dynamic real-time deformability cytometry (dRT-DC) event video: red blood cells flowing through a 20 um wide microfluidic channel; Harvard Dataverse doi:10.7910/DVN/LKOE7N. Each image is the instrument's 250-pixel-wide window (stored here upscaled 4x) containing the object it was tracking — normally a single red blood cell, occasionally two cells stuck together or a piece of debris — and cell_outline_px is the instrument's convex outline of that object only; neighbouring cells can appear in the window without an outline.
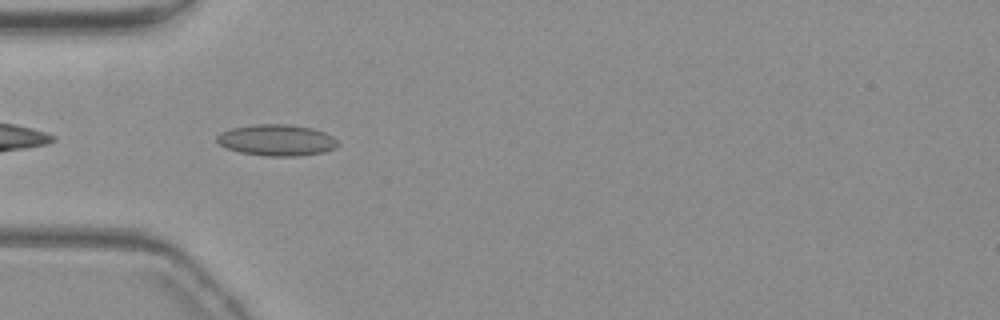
{"species": "common noctule bat (a hibernating species)", "species_latin": "Nyctalus noctula", "temperature_condition": "warm", "stored_images_in_passage": 15, "camera_frame_rate_fps": 3000, "um_per_image_px": 0.085, "animal": {"sex": "female", "body_mass_g": 19.3, "forearm_length_mm": 54.1}, "frame": {"image": 1, "passage_image": 2, "time_ms": 0.333, "image_size_px": [1000, 320], "cell_outline_px": [[340, 144], [336, 148], [324, 152], [300, 156], [264, 156], [240, 152], [224, 148], [216, 140], [216, 136], [220, 132], [232, 128], [256, 124], [288, 124], [312, 128], [324, 132], [332, 136]], "centroid_in_image_um": [23.52, 11.92], "position_along_channel_um": 61.5, "area_um2": 22.25}}
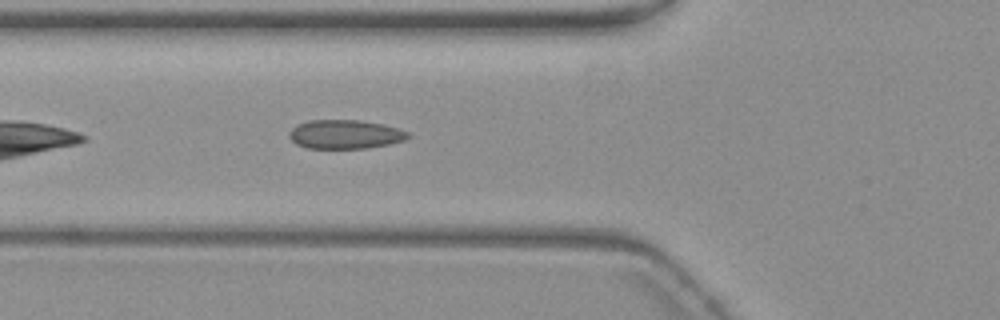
{"frame": {"image": 2, "passage_image": 5, "time_ms": 1.333, "image_size_px": [1000, 320], "cell_outline_px": [[412, 136], [404, 140], [388, 144], [364, 148], [308, 148], [296, 144], [288, 136], [288, 132], [296, 124], [308, 120], [360, 120], [384, 124], [408, 132]], "centroid_in_image_um": [29.31, 11.4], "position_along_channel_um": 96.5, "area_um2": 20.06}}
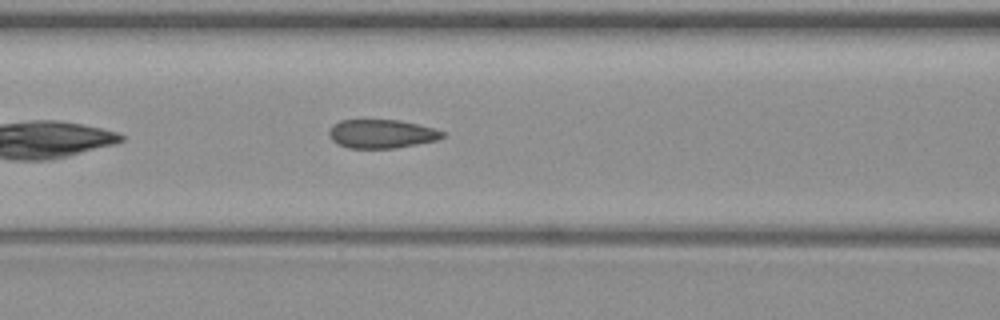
{"frame": {"image": 3, "passage_image": 8, "time_ms": 2.333, "image_size_px": [1000, 320], "cell_outline_px": [[444, 136], [436, 140], [396, 148], [348, 148], [336, 144], [328, 136], [328, 132], [332, 124], [340, 120], [400, 120], [432, 128], [444, 132]], "centroid_in_image_um": [32.36, 11.38], "position_along_channel_um": 134.2, "area_um2": 18.96}}